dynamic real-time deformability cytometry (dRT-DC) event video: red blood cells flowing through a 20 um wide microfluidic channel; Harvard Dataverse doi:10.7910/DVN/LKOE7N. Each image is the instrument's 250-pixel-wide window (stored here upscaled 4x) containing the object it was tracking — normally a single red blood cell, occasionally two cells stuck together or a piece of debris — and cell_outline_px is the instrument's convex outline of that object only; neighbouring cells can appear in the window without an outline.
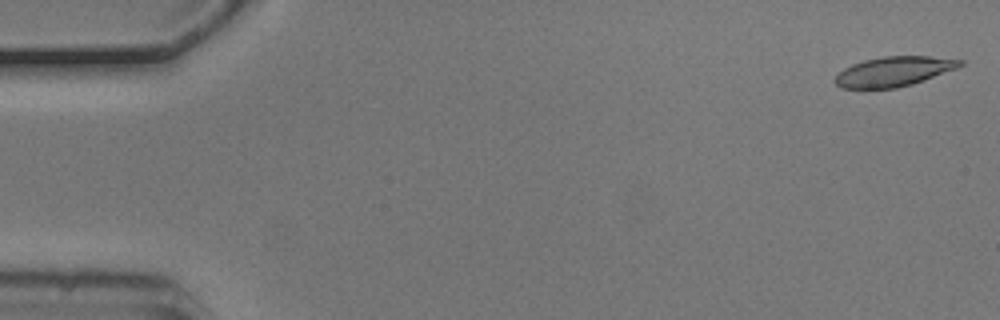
{"species": "common noctule bat (a hibernating species)", "species_latin": "Nyctalus noctula", "temperature_condition": "cold", "stored_images_in_passage": 3, "camera_frame_rate_fps": 3000, "um_per_image_px": 0.085, "animal": {"sex": "male", "body_mass_g": 20.5, "forearm_length_mm": 52.5}, "frame": {"image": 1, "passage_image": 1, "time_ms": 0.0, "image_size_px": [1000, 320], "cell_outline_px": [[964, 64], [956, 68], [924, 80], [912, 84], [896, 88], [840, 88], [832, 80], [844, 68], [852, 64], [864, 60], [884, 56], [928, 56], [964, 60]], "centroid_in_image_um": [75.95, 6.07], "position_along_channel_um": 9.0, "area_um2": 21.56}}